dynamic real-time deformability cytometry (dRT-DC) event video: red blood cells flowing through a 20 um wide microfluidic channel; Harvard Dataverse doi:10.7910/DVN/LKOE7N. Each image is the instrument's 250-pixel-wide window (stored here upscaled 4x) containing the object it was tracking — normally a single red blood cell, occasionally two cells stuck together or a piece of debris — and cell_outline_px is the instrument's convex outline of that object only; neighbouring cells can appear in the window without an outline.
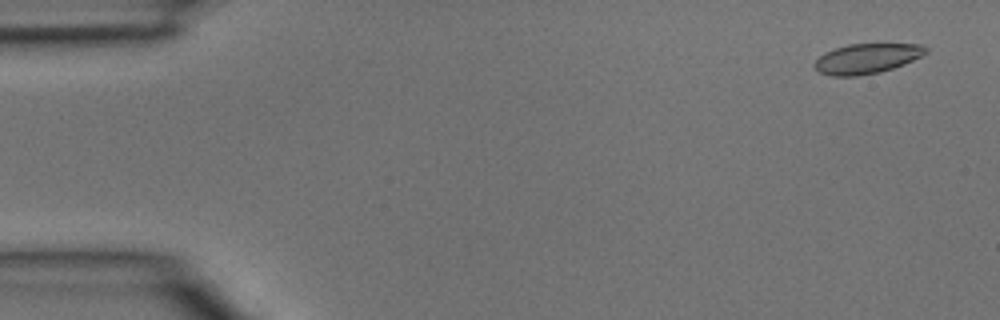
{"species": "common noctule bat (a hibernating species)", "species_latin": "Nyctalus noctula", "temperature_condition": "room temperature", "stored_images_in_passage": 4, "camera_frame_rate_fps": 3000, "um_per_image_px": 0.085, "animal": {"sex": "male", "body_mass_g": 15.6}, "frame": {"image": 1, "passage_image": 1, "time_ms": 0.0, "image_size_px": [1000, 320], "cell_outline_px": [[928, 52], [904, 64], [880, 72], [856, 76], [832, 76], [820, 72], [812, 64], [824, 52], [848, 44], [924, 44], [928, 48]], "centroid_in_image_um": [73.68, 4.97], "position_along_channel_um": 11.3, "area_um2": 19.36}}
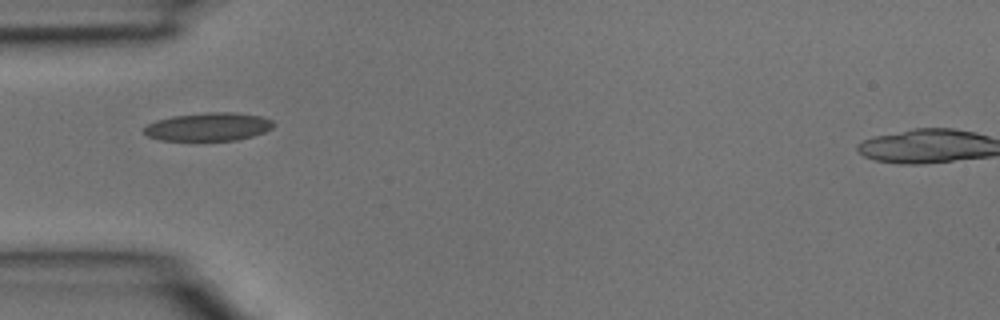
{"frame": {"image": 2, "passage_image": 4, "time_ms": 1.0, "image_size_px": [1000, 320], "cell_outline_px": [[276, 124], [272, 128], [264, 132], [252, 136], [236, 140], [160, 140], [148, 136], [144, 132], [144, 128], [148, 124], [156, 120], [172, 116], [204, 112], [236, 112], [260, 116], [272, 120]], "centroid_in_image_um": [17.73, 10.76], "position_along_channel_um": 67.3, "area_um2": 21.33}}